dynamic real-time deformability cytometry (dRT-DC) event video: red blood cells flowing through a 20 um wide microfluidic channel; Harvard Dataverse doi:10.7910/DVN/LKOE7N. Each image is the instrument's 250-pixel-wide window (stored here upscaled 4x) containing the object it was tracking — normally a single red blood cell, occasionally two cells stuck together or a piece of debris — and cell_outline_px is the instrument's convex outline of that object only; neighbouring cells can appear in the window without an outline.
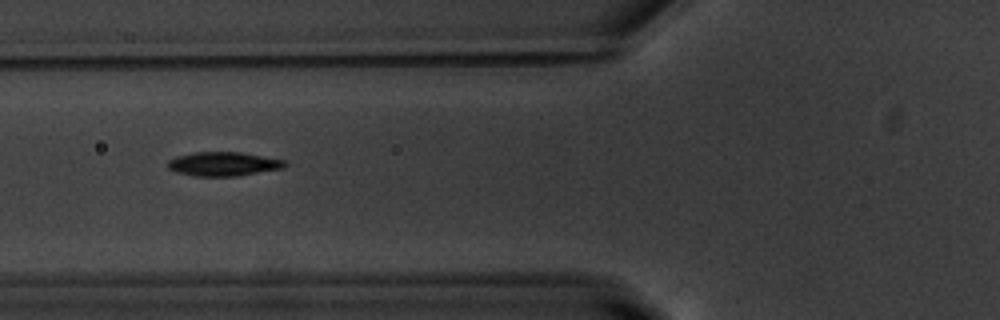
{"species": "common noctule bat (a hibernating species)", "species_latin": "Nyctalus noctula", "temperature_condition": "warm", "stored_images_in_passage": 32, "camera_frame_rate_fps": 3000, "um_per_image_px": 0.085, "animal": {"sex": "male", "body_mass_g": 20.1, "forearm_length_mm": 53.5}, "frame": {"image": 1, "passage_image": 5, "time_ms": 1.333, "image_size_px": [1000, 320], "cell_outline_px": [[288, 164], [284, 168], [236, 176], [196, 176], [176, 172], [168, 168], [168, 160], [176, 156], [196, 152], [240, 152], [284, 160]], "centroid_in_image_um": [18.98, 13.93], "position_along_channel_um": 106.8, "area_um2": 16.3}}
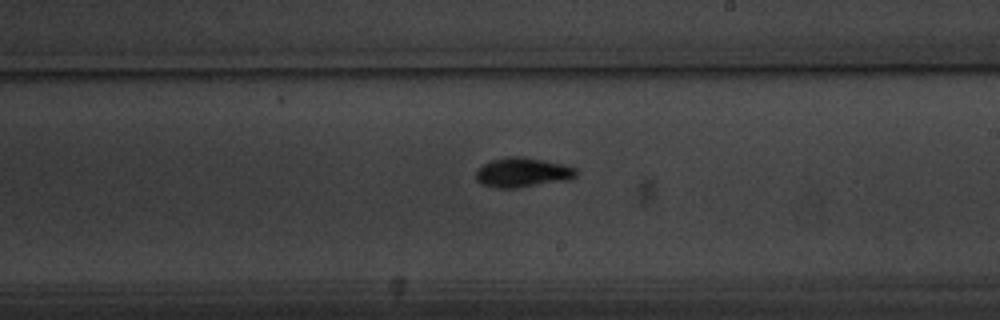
{"frame": {"image": 2, "passage_image": 16, "time_ms": 5.0, "image_size_px": [1000, 320], "cell_outline_px": [[576, 176], [572, 180], [516, 188], [496, 188], [480, 184], [476, 180], [476, 172], [484, 164], [492, 160], [508, 156], [524, 156], [564, 164], [576, 168]], "centroid_in_image_um": [44.44, 14.66], "position_along_channel_um": 244.6, "area_um2": 17.51}}
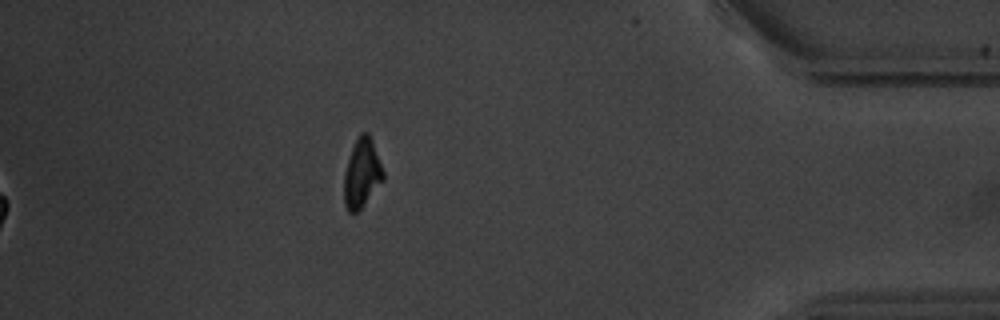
{"frame": {"image": 3, "passage_image": 32, "time_ms": 10.333, "image_size_px": [1000, 320], "cell_outline_px": [[384, 180], [364, 204], [356, 212], [348, 212], [344, 204], [344, 172], [352, 148], [360, 132], [368, 132], [372, 140], [384, 172]], "centroid_in_image_um": [30.76, 14.73], "position_along_channel_um": 404.4, "area_um2": 15.61}, "authors_computed_cell_mechanics": {"area_um2": 16.3574, "velocity_mm_per_s": 3.7516, "shape_relaxation_time_tau1_ms": 1.9231, "shape_relaxation_time_tau2_ms": 2.6957, "deformation_change_tau1": 0.156, "deformation_change_tau2": 0.0796}}